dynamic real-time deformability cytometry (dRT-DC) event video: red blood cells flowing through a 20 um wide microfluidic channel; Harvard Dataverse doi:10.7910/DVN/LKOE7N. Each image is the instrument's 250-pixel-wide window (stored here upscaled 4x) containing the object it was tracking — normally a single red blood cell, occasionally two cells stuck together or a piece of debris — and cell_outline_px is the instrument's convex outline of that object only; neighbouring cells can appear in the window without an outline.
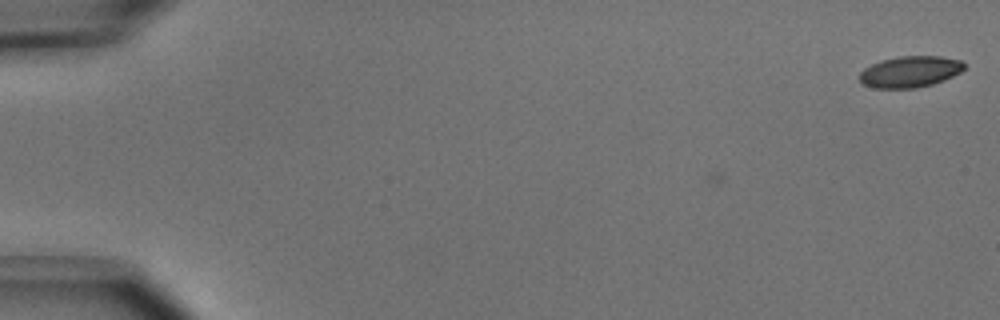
{"species": "common noctule bat (a hibernating species)", "species_latin": "Nyctalus noctula", "temperature_condition": "cold", "stored_images_in_passage": 3, "camera_frame_rate_fps": 3000, "um_per_image_px": 0.085, "animal": {"sex": "male", "body_mass_g": 15.6}, "frame": {"image": 1, "passage_image": 3, "time_ms": 0.667, "image_size_px": [1000, 320], "cell_outline_px": [[964, 68], [960, 72], [944, 80], [932, 84], [916, 88], [872, 88], [860, 84], [860, 72], [864, 68], [880, 60], [900, 56], [940, 56], [960, 60], [964, 64]], "centroid_in_image_um": [77.31, 6.1], "position_along_channel_um": 7.7, "area_um2": 19.13}}